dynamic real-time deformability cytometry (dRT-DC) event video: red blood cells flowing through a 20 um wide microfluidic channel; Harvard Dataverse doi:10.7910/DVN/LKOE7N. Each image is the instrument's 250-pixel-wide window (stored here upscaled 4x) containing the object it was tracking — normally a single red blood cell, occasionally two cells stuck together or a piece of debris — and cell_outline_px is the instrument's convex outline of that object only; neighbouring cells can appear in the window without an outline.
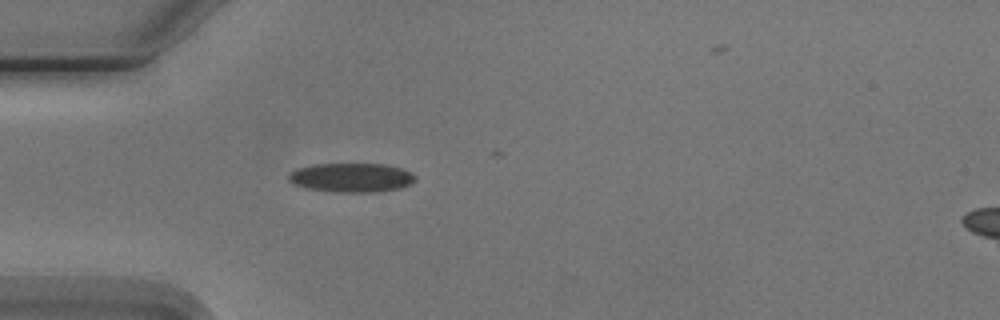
{"species": "Egyptian fruit bat (a non-hibernating species)", "species_latin": "Rousettus aegyptiacus", "temperature_condition": "cold", "stored_images_in_passage": 4, "camera_frame_rate_fps": 3000, "um_per_image_px": 0.085, "animal": {"sex": "male"}, "frame": {"image": 1, "passage_image": 3, "time_ms": 3.333, "image_size_px": [1000, 320], "cell_outline_px": [[416, 180], [400, 188], [372, 192], [332, 192], [304, 188], [292, 184], [288, 180], [288, 176], [292, 172], [300, 168], [316, 164], [384, 164], [400, 168], [416, 176]], "centroid_in_image_um": [29.84, 15.1], "position_along_channel_um": 55.2, "area_um2": 21.33}}